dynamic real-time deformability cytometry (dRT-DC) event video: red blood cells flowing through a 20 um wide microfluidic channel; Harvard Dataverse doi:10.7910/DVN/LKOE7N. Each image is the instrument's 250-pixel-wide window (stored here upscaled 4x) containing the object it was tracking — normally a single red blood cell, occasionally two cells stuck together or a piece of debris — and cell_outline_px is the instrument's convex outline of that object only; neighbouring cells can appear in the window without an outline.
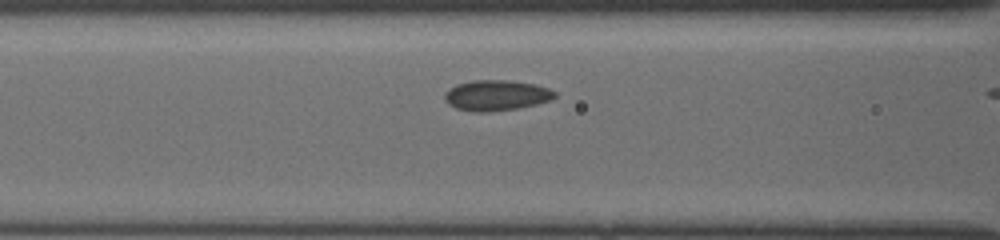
{"species": "common noctule bat (a hibernating species)", "species_latin": "Nyctalus noctula", "temperature_condition": "cold", "stored_images_in_passage": 10, "camera_frame_rate_fps": 3000, "um_per_image_px": 0.085, "animal": {"sex": "female", "body_mass_g": 19.5, "forearm_length_mm": 54.1}, "frame": {"image": 1, "passage_image": 9, "time_ms": 2.667, "image_size_px": [1000, 240], "cell_outline_px": [[556, 96], [552, 100], [536, 104], [516, 108], [488, 112], [472, 112], [456, 108], [448, 104], [444, 100], [444, 92], [456, 84], [472, 80], [508, 80], [536, 84], [548, 88], [556, 92]], "centroid_in_image_um": [42.17, 8.1], "position_along_channel_um": 124.4, "area_um2": 19.77}}